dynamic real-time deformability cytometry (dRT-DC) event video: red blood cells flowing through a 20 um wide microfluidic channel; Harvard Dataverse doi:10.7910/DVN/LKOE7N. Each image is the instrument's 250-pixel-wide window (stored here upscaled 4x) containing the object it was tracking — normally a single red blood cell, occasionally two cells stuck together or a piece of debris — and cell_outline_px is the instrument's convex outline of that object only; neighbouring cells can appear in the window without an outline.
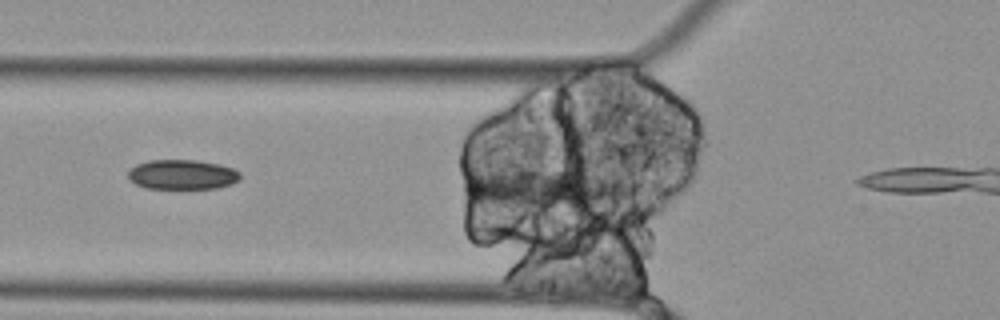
{"species": "Egyptian fruit bat (a non-hibernating species)", "species_latin": "Rousettus aegyptiacus", "temperature_condition": "cold", "stored_images_in_passage": 31, "camera_frame_rate_fps": 3000, "um_per_image_px": 0.085, "animal": {"sex": "female"}, "frame": {"image": 1, "passage_image": 5, "time_ms": 1.333, "image_size_px": [1000, 320], "cell_outline_px": [[624, 192], [616, 196], [588, 204], [552, 208], [528, 208], [476, 200], [464, 196], [464, 180], [500, 168], [572, 172], [600, 180], [620, 188]], "centroid_in_image_um": [45.71, 16.03], "position_along_channel_um": 80.1, "area_um2": 33.76}}